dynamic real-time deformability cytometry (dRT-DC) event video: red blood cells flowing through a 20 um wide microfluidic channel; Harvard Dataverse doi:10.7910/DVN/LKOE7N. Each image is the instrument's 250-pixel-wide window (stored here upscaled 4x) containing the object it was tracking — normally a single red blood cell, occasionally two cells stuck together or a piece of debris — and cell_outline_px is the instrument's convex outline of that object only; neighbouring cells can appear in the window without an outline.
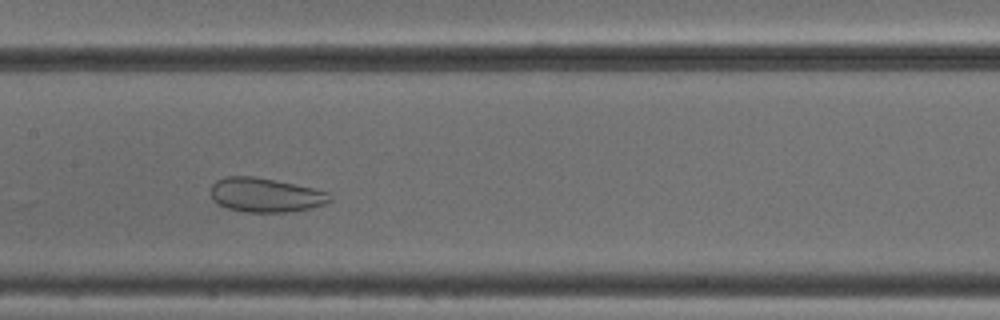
{"species": "common noctule bat (a hibernating species)", "species_latin": "Nyctalus noctula", "temperature_condition": "cold", "stored_images_in_passage": 46, "camera_frame_rate_fps": 3000, "um_per_image_px": 0.085, "animal": {"sex": "male", "body_mass_g": 18.8}, "frame": {"image": 1, "passage_image": 20, "time_ms": 6.333, "image_size_px": [1000, 320], "cell_outline_px": [[332, 200], [324, 204], [308, 208], [288, 212], [244, 212], [228, 208], [216, 204], [212, 196], [212, 184], [216, 180], [228, 176], [252, 176], [312, 188], [328, 192], [332, 196]], "centroid_in_image_um": [22.55, 16.58], "position_along_channel_um": 184.9, "area_um2": 23.47}}
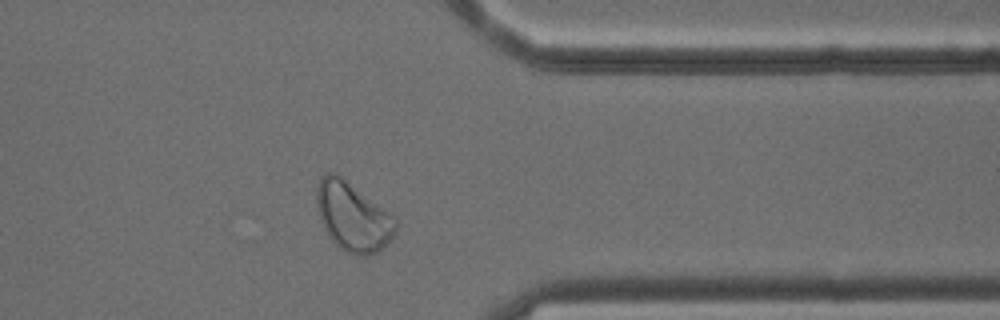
{"frame": {"image": 2, "passage_image": 36, "time_ms": 11.667, "image_size_px": [1000, 320], "cell_outline_px": [[396, 232], [392, 240], [376, 252], [368, 256], [360, 256], [348, 252], [340, 248], [328, 236], [320, 220], [316, 200], [316, 188], [320, 176], [328, 172], [336, 172], [388, 212], [396, 220]], "centroid_in_image_um": [29.97, 18.42], "position_along_channel_um": 381.4, "area_um2": 31.56}}
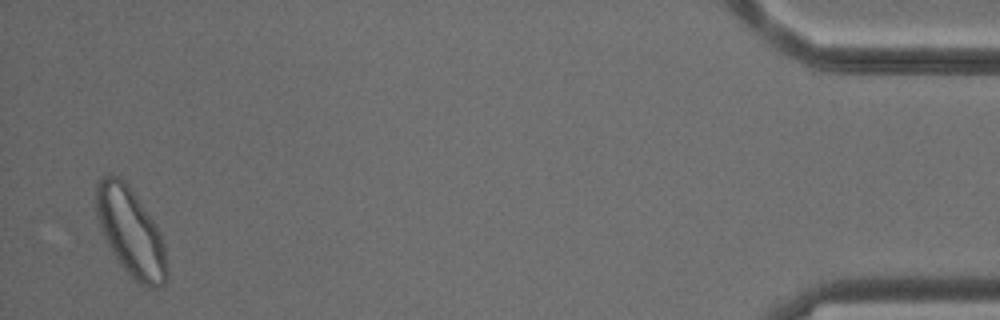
{"frame": {"image": 3, "passage_image": 45, "time_ms": 14.667, "image_size_px": [1000, 320], "cell_outline_px": [[168, 276], [164, 284], [160, 288], [144, 288], [136, 284], [132, 280], [116, 260], [100, 232], [96, 216], [96, 184], [100, 176], [120, 176], [128, 184], [156, 224], [160, 232], [164, 244], [168, 272]], "centroid_in_image_um": [11.1, 19.79], "position_along_channel_um": 424.1, "area_um2": 37.22}}